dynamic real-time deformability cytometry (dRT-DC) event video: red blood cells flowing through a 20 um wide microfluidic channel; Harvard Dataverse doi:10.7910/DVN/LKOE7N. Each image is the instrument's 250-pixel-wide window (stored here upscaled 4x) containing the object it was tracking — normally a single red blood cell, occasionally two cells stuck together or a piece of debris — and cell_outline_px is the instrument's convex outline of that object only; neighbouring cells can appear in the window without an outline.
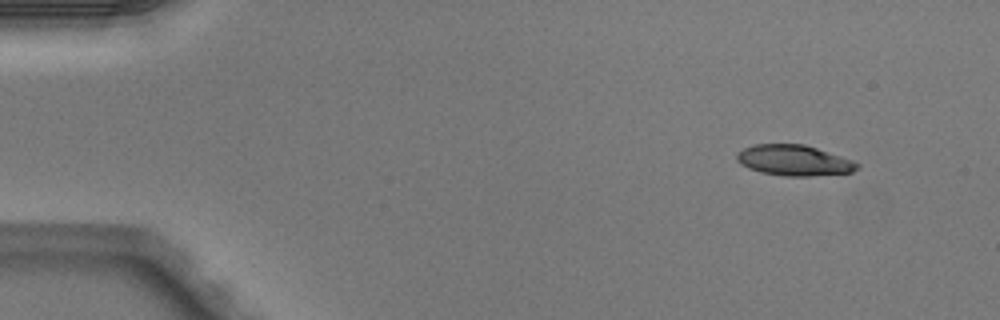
{"species": "Egyptian fruit bat (a non-hibernating species)", "species_latin": "Rousettus aegyptiacus", "temperature_condition": "warm", "stored_images_in_passage": 3, "segment_of_instrument_passage": [2, 2], "camera_frame_rate_fps": 3000, "um_per_image_px": 0.085, "animal": {"sex": "male"}, "frame": {"image": 1, "passage_image": 3, "time_ms": 0.667, "image_size_px": [1000, 320], "cell_outline_px": [[860, 168], [852, 172], [808, 176], [784, 176], [760, 172], [748, 168], [740, 164], [736, 160], [736, 152], [752, 144], [804, 144], [852, 160], [860, 164]], "centroid_in_image_um": [67.45, 13.63], "position_along_channel_um": 17.5, "area_um2": 21.56}}